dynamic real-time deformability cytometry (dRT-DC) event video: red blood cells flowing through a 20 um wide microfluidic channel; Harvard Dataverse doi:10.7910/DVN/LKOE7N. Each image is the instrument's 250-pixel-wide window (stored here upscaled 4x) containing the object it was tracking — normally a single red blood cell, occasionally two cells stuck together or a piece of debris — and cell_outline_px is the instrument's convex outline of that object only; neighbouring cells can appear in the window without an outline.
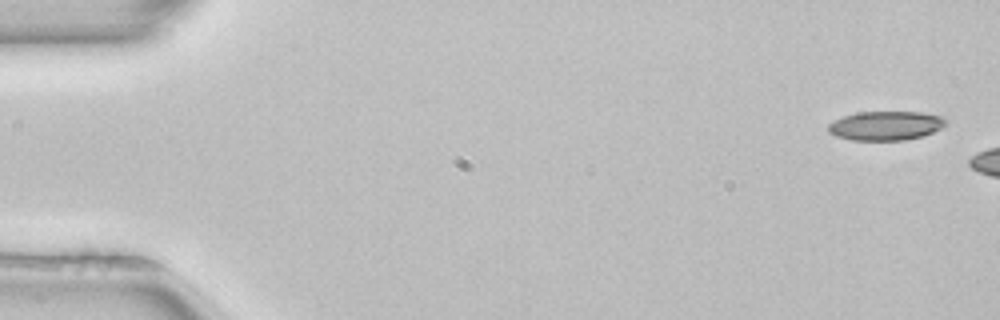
{"species": "common noctule bat (a hibernating species)", "species_latin": "Nyctalus noctula", "temperature_condition": "room temperature", "stored_images_in_passage": 11, "camera_frame_rate_fps": 3000, "um_per_image_px": 0.085, "animal": {"sex": "female", "body_mass_g": 22.7, "forearm_length_mm": 54.2}, "frame": {"image": 1, "passage_image": 2, "time_ms": 0.333, "image_size_px": [1000, 320], "cell_outline_px": [[948, 120], [940, 128], [932, 132], [920, 136], [904, 140], [852, 140], [836, 136], [828, 132], [828, 124], [844, 116], [856, 112], [920, 112], [940, 116]], "centroid_in_image_um": [75.25, 10.68], "position_along_channel_um": 9.7, "area_um2": 19.71}}